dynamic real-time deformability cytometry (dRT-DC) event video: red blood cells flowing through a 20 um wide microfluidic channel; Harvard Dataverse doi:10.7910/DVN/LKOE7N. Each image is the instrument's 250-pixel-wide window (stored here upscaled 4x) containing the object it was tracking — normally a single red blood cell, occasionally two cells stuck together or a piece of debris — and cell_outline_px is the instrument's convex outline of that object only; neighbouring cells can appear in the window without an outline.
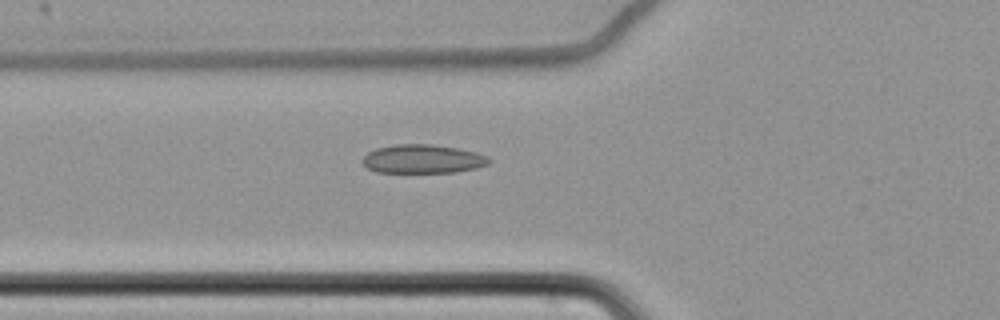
{"species": "common noctule bat (a hibernating species)", "species_latin": "Nyctalus noctula", "temperature_condition": "cold", "stored_images_in_passage": 35, "camera_frame_rate_fps": 3000, "um_per_image_px": 0.085, "animal": {"sex": "female", "body_mass_g": 22.7, "forearm_length_mm": 54.2}, "frame": {"image": 1, "passage_image": 2, "time_ms": 0.333, "image_size_px": [1000, 320], "cell_outline_px": [[492, 160], [488, 164], [476, 168], [456, 172], [376, 172], [368, 168], [360, 160], [368, 152], [376, 148], [396, 144], [432, 144], [456, 148], [476, 152], [488, 156]], "centroid_in_image_um": [35.94, 13.51], "position_along_channel_um": 89.9, "area_um2": 21.21}}
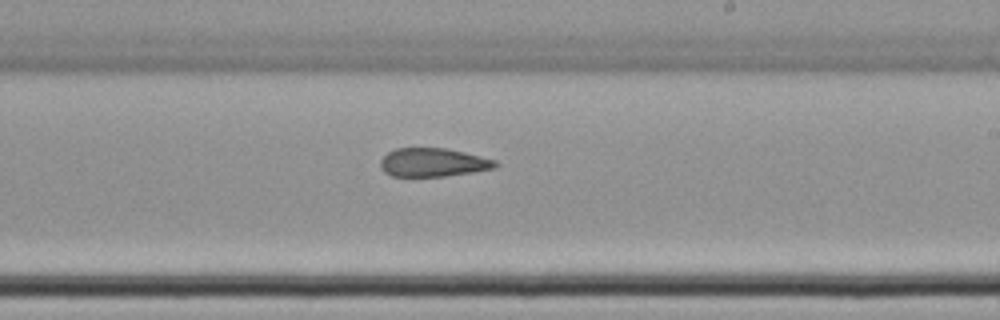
{"frame": {"image": 2, "passage_image": 16, "time_ms": 5.0, "image_size_px": [1000, 320], "cell_outline_px": [[500, 164], [496, 168], [472, 172], [444, 176], [392, 176], [384, 172], [380, 168], [380, 160], [388, 152], [396, 148], [444, 148], [464, 152], [496, 160]], "centroid_in_image_um": [36.81, 13.81], "position_along_channel_um": 252.2, "area_um2": 19.13}}
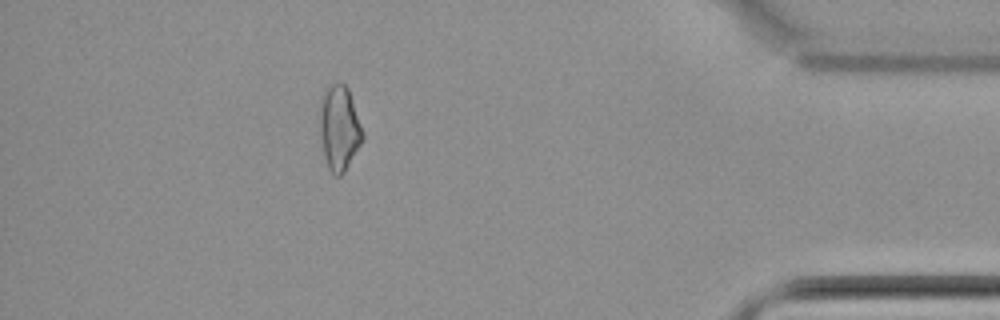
{"frame": {"image": 3, "passage_image": 33, "time_ms": 10.667, "image_size_px": [1000, 320], "cell_outline_px": [[364, 140], [344, 172], [340, 176], [336, 176], [328, 168], [324, 156], [320, 132], [320, 100], [324, 88], [332, 84], [344, 84], [348, 88], [364, 132]], "centroid_in_image_um": [28.85, 10.87], "position_along_channel_um": 406.4, "area_um2": 21.27}}